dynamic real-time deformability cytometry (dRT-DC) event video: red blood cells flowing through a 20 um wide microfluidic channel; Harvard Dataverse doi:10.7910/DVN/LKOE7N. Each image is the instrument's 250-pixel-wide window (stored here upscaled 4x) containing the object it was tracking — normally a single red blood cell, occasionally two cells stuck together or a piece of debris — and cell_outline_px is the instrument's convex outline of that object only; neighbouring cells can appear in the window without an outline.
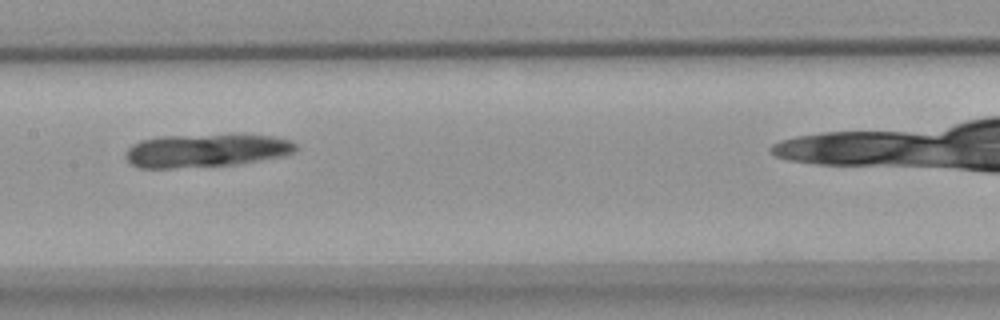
{"species": "common noctule bat (a hibernating species)", "species_latin": "Nyctalus noctula", "temperature_condition": "warm", "stored_images_in_passage": 8, "camera_frame_rate_fps": 3000, "um_per_image_px": 0.085, "animal": {"sex": "female", "body_mass_g": 18.4}, "frame": {"image": 1, "passage_image": 6, "time_ms": 6.667, "image_size_px": [1000, 320], "cell_outline_px": [[300, 148], [296, 152], [284, 156], [236, 164], [168, 168], [140, 168], [132, 164], [124, 156], [124, 152], [132, 144], [140, 140], [160, 136], [232, 132], [272, 136], [292, 140]], "centroid_in_image_um": [17.58, 12.74], "position_along_channel_um": 189.8, "area_um2": 34.16}}
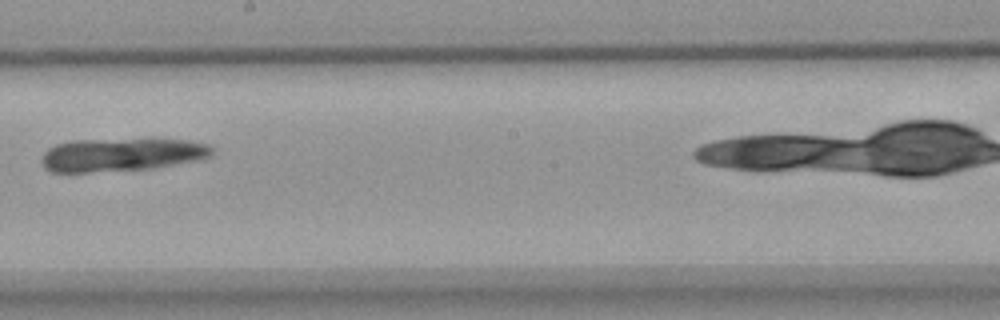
{"frame": {"image": 2, "passage_image": 7, "time_ms": 8.0, "image_size_px": [1000, 320], "cell_outline_px": [[216, 152], [212, 156], [200, 160], [152, 168], [88, 172], [52, 172], [44, 168], [40, 160], [44, 152], [48, 148], [56, 144], [72, 140], [188, 140], [208, 144]], "centroid_in_image_um": [10.33, 13.16], "position_along_channel_um": 237.9, "area_um2": 32.83}}